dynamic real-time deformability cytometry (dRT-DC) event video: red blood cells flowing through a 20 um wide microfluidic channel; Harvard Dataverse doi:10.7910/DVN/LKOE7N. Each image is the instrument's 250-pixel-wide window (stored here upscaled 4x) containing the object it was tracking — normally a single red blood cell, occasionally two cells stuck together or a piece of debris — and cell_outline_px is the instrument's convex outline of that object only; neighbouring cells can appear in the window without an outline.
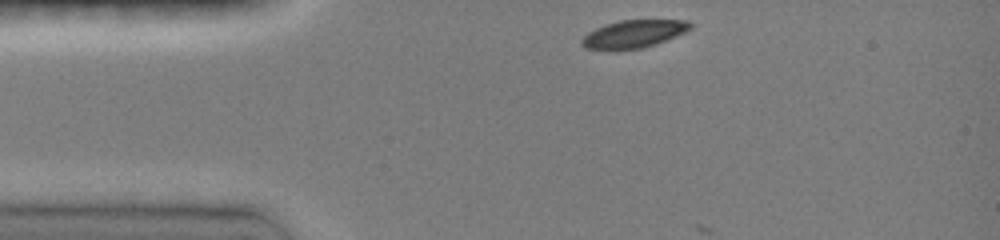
{"species": "common noctule bat (a hibernating species)", "species_latin": "Nyctalus noctula", "temperature_condition": "room temperature", "stored_images_in_passage": 3, "camera_frame_rate_fps": 3000, "um_per_image_px": 0.085, "animal": {"sex": "female", "body_mass_g": 19.0, "forearm_length_mm": 51.5}, "frame": {"image": 1, "passage_image": 1, "time_ms": 0.0, "image_size_px": [1000, 240], "cell_outline_px": [[692, 28], [676, 36], [656, 44], [640, 48], [616, 52], [584, 48], [580, 44], [580, 40], [588, 32], [596, 28], [620, 20], [688, 20], [692, 24]], "centroid_in_image_um": [53.81, 2.92], "position_along_channel_um": 31.2, "area_um2": 17.92}}